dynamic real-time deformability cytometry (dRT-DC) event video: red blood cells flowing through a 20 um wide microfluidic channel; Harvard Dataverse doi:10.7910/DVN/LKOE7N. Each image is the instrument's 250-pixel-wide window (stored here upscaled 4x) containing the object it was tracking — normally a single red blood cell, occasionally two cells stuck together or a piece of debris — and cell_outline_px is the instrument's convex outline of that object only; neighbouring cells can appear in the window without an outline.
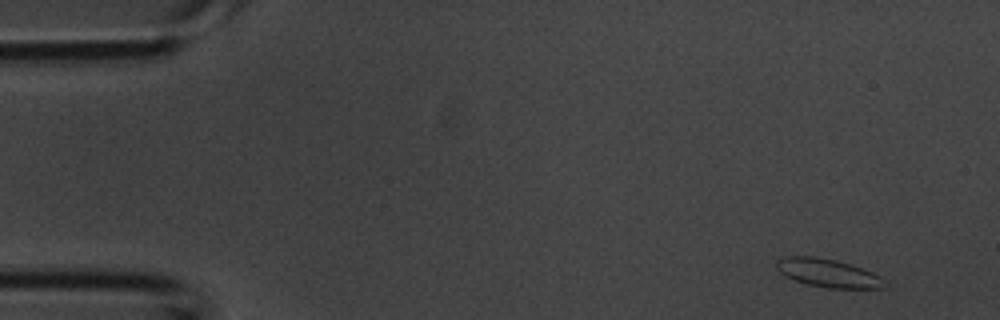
{"species": "common noctule bat (a hibernating species)", "species_latin": "Nyctalus noctula", "temperature_condition": "room temperature", "stored_images_in_passage": 4, "camera_frame_rate_fps": 3000, "um_per_image_px": 0.085, "animal": {"sex": "male", "body_mass_g": 20.1, "forearm_length_mm": 53.5}, "frame": {"image": 1, "passage_image": 1, "time_ms": 0.0, "image_size_px": [1000, 320], "cell_outline_px": [[884, 288], [828, 288], [808, 284], [784, 276], [776, 268], [776, 260], [784, 256], [816, 256], [836, 260], [872, 272], [880, 276], [884, 280]], "centroid_in_image_um": [70.33, 23.2], "position_along_channel_um": 14.7, "area_um2": 17.69}}
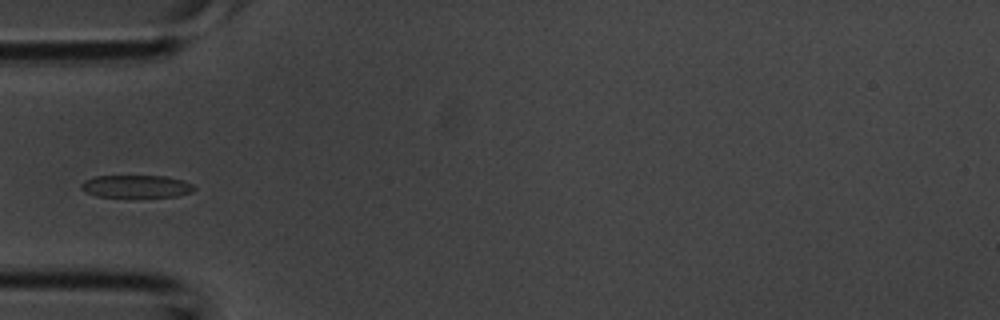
{"frame": {"image": 2, "passage_image": 4, "time_ms": 1.0, "image_size_px": [1000, 320], "cell_outline_px": [[196, 188], [192, 192], [176, 196], [96, 196], [84, 192], [80, 188], [80, 184], [84, 180], [96, 176], [168, 176], [184, 180], [192, 184]], "centroid_in_image_um": [11.57, 15.83], "position_along_channel_um": 73.4, "area_um2": 14.8}}